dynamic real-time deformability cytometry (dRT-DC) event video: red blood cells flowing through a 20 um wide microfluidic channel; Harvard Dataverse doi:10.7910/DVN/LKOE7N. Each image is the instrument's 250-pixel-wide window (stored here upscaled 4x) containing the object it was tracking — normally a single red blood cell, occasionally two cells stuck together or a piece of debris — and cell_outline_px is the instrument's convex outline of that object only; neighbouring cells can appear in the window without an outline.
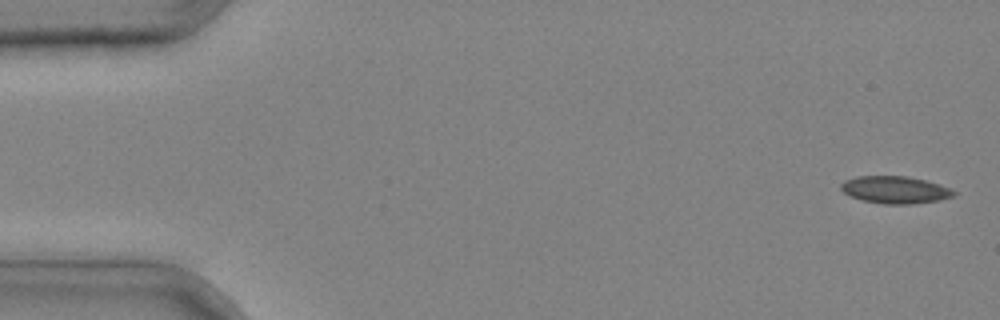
{"species": "common noctule bat (a hibernating species)", "species_latin": "Nyctalus noctula", "temperature_condition": "cold", "stored_images_in_passage": 41, "camera_frame_rate_fps": 3000, "um_per_image_px": 0.085, "animal": {"sex": "male", "body_mass_g": 20.4}, "frame": {"image": 1, "passage_image": 1, "time_ms": 0.0, "image_size_px": [1000, 320], "cell_outline_px": [[956, 192], [952, 196], [940, 200], [912, 204], [884, 204], [864, 200], [852, 196], [844, 192], [840, 188], [840, 184], [844, 180], [856, 176], [908, 176], [924, 180], [948, 188]], "centroid_in_image_um": [76.04, 16.13], "position_along_channel_um": 9.0, "area_um2": 17.69}}
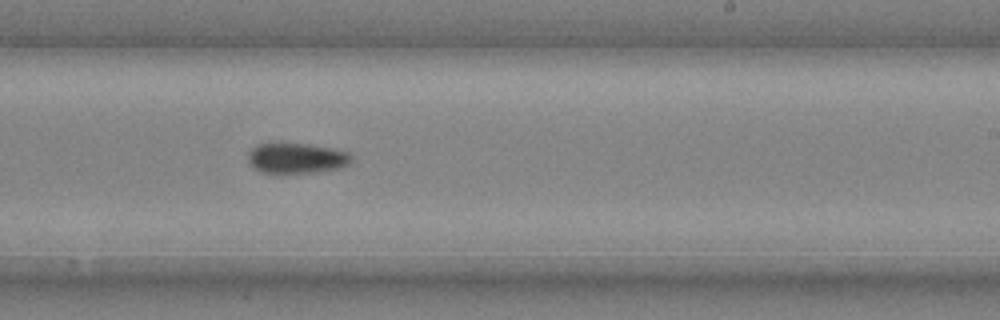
{"frame": {"image": 2, "passage_image": 26, "time_ms": 8.333, "image_size_px": [1000, 320], "cell_outline_px": [[352, 160], [348, 164], [340, 168], [316, 172], [276, 176], [260, 172], [248, 160], [248, 152], [256, 144], [308, 144], [348, 152], [352, 156]], "centroid_in_image_um": [25.17, 13.5], "position_along_channel_um": 263.8, "area_um2": 18.67}}
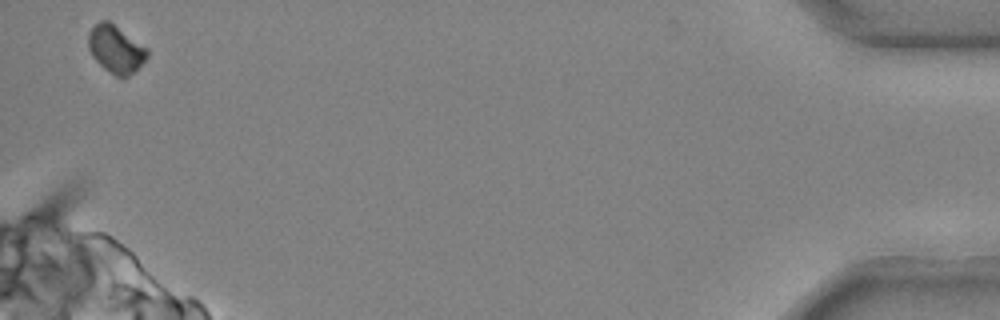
{"frame": {"image": 3, "passage_image": 41, "time_ms": 13.333, "image_size_px": [1000, 320], "cell_outline_px": [[148, 56], [128, 76], [116, 76], [104, 68], [92, 56], [88, 48], [88, 32], [100, 20], [108, 20], [148, 48]], "centroid_in_image_um": [9.82, 4.15], "position_along_channel_um": 425.4, "area_um2": 16.01}}